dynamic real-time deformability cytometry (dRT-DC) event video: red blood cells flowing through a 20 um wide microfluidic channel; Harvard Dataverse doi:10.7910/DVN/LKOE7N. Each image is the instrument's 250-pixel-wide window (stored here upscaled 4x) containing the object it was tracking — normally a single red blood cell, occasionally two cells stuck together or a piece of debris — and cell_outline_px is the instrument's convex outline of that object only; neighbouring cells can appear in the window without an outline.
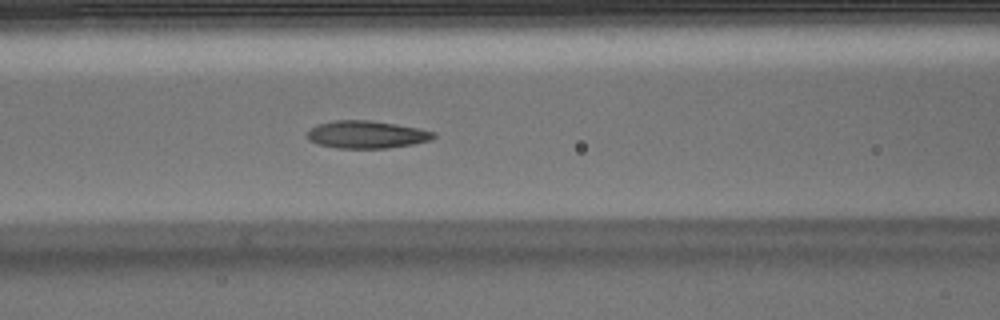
{"species": "Egyptian fruit bat (a non-hibernating species)", "species_latin": "Rousettus aegyptiacus", "temperature_condition": "warm", "stored_images_in_passage": 51, "camera_frame_rate_fps": 3000, "um_per_image_px": 0.085, "animal": {"sex": "male"}, "frame": {"image": 1, "passage_image": 21, "time_ms": 6.667, "image_size_px": [1000, 320], "cell_outline_px": [[436, 136], [432, 140], [412, 144], [384, 148], [336, 148], [320, 144], [308, 140], [308, 132], [316, 124], [332, 120], [372, 120], [420, 128], [436, 132]], "centroid_in_image_um": [31.19, 11.42], "position_along_channel_um": 135.4, "area_um2": 20.35}}
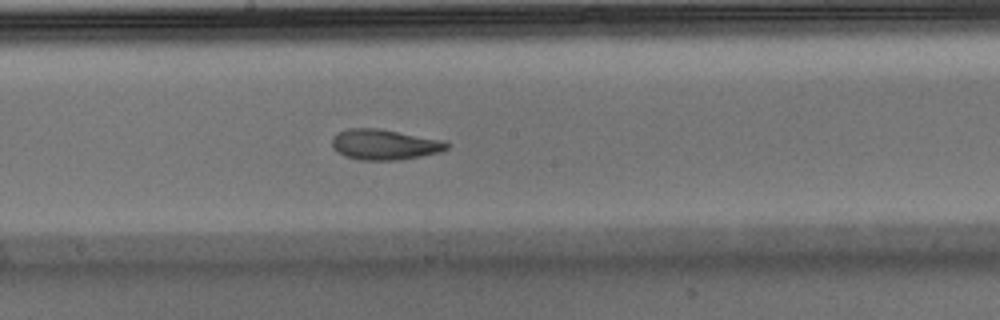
{"frame": {"image": 2, "passage_image": 27, "time_ms": 8.667, "image_size_px": [1000, 320], "cell_outline_px": [[452, 144], [448, 148], [440, 152], [420, 156], [396, 160], [360, 160], [344, 156], [336, 152], [332, 148], [332, 136], [336, 132], [348, 128], [376, 128], [444, 140]], "centroid_in_image_um": [32.65, 12.28], "position_along_channel_um": 215.6, "area_um2": 20.58}}
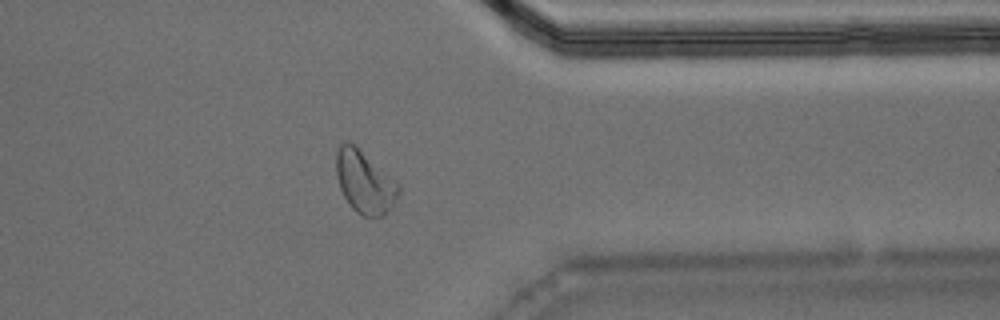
{"frame": {"image": 3, "passage_image": 40, "time_ms": 13.0, "image_size_px": [1000, 320], "cell_outline_px": [[400, 192], [384, 216], [364, 216], [356, 212], [352, 208], [344, 196], [340, 188], [336, 176], [336, 152], [340, 144], [344, 140], [348, 140], [356, 144], [400, 184]], "centroid_in_image_um": [30.98, 15.41], "position_along_channel_um": 380.4, "area_um2": 22.95}, "authors_computed_cell_mechanics": {"area_um2": 20.1144, "velocity_mm_per_s": 4.0052, "shape_relaxation_time_tau1_ms": 9.2068, "shape_relaxation_time_tau2_ms": 1.6692, "deformation_change_tau1": 0.2598, "deformation_change_tau2": 0.0855}}